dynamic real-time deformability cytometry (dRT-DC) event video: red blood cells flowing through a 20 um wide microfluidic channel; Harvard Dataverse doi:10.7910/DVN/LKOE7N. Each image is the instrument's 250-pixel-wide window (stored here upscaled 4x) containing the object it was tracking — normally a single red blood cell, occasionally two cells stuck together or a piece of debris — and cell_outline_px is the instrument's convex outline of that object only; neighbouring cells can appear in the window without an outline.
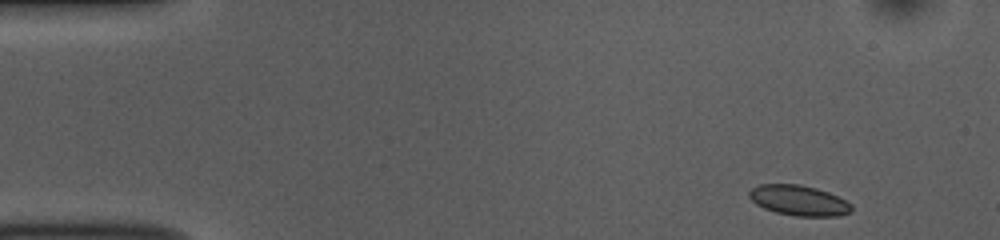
{"species": "common noctule bat (a hibernating species)", "species_latin": "Nyctalus noctula", "temperature_condition": "room temperature", "stored_images_in_passage": 48, "camera_frame_rate_fps": 3000, "um_per_image_px": 0.085, "animal": {"sex": "female", "body_mass_g": 10.0, "forearm_length_mm": 53.1}, "frame": {"image": 1, "passage_image": 1, "time_ms": 0.0, "image_size_px": [1000, 240], "cell_outline_px": [[852, 212], [840, 216], [796, 216], [776, 212], [764, 208], [756, 204], [748, 196], [748, 192], [752, 188], [760, 184], [800, 184], [816, 188], [828, 192], [852, 204]], "centroid_in_image_um": [67.9, 17.04], "position_along_channel_um": 17.1, "area_um2": 18.09}}
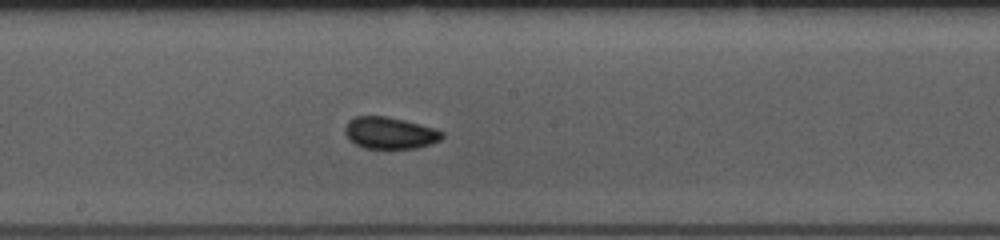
{"frame": {"image": 2, "passage_image": 24, "time_ms": 7.667, "image_size_px": [1000, 240], "cell_outline_px": [[444, 136], [440, 140], [416, 148], [364, 148], [348, 140], [344, 132], [344, 128], [348, 120], [356, 116], [388, 116], [420, 124], [444, 132]], "centroid_in_image_um": [33.09, 11.29], "position_along_channel_um": 215.1, "area_um2": 17.98}}
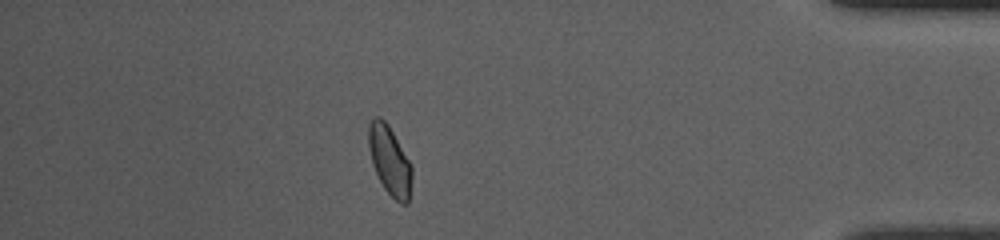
{"frame": {"image": 3, "passage_image": 42, "time_ms": 13.667, "image_size_px": [1000, 240], "cell_outline_px": [[412, 180], [408, 204], [400, 204], [384, 188], [372, 164], [368, 148], [368, 124], [372, 116], [380, 116], [388, 124], [412, 164]], "centroid_in_image_um": [33.12, 13.61], "position_along_channel_um": 402.1, "area_um2": 17.69}, "authors_computed_cell_mechanics": {"area_um2": 17.7735, "velocity_mm_per_s": 3.8081, "shape_relaxation_time_tau1_ms": 3.4129, "shape_relaxation_time_tau2_ms": 1.3723, "deformation_change_tau1": 0.066, "deformation_change_tau2": 0.0336}}